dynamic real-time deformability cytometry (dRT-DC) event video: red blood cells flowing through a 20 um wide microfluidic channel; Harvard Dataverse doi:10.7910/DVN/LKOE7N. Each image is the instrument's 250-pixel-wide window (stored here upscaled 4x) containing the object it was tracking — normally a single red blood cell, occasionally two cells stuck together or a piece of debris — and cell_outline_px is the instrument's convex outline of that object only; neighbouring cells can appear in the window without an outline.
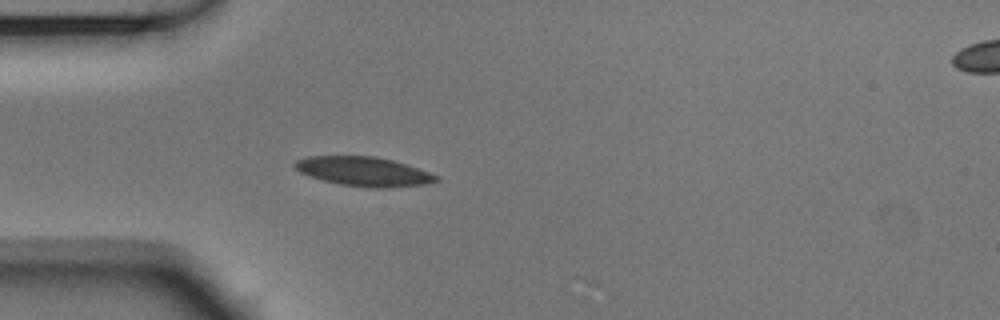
{"species": "Egyptian fruit bat (a non-hibernating species)", "species_latin": "Rousettus aegyptiacus", "temperature_condition": "room temperature", "stored_images_in_passage": 39, "camera_frame_rate_fps": 3000, "um_per_image_px": 0.085, "animal": {"sex": "male"}, "frame": {"image": 1, "passage_image": 1, "time_ms": 0.0, "image_size_px": [1000, 320], "cell_outline_px": [[440, 180], [424, 184], [388, 188], [368, 188], [340, 184], [308, 176], [300, 172], [292, 164], [296, 160], [308, 156], [376, 156], [392, 160], [440, 176]], "centroid_in_image_um": [30.9, 14.58], "position_along_channel_um": 54.1, "area_um2": 24.04}}
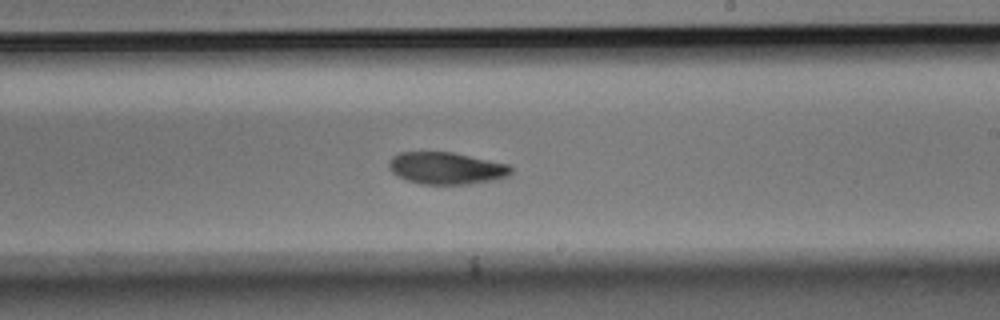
{"frame": {"image": 2, "passage_image": 17, "time_ms": 5.333, "image_size_px": [1000, 320], "cell_outline_px": [[512, 172], [508, 176], [492, 180], [468, 184], [420, 184], [396, 176], [388, 168], [388, 160], [392, 156], [400, 152], [452, 152], [512, 164]], "centroid_in_image_um": [37.94, 14.29], "position_along_channel_um": 251.1, "area_um2": 23.06}}
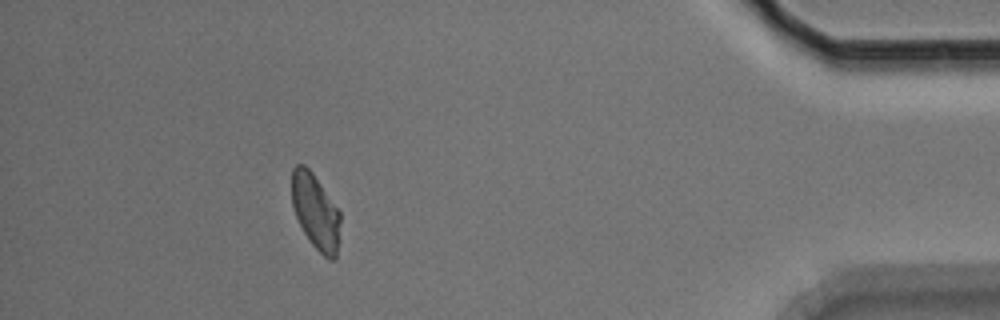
{"frame": {"image": 3, "passage_image": 34, "time_ms": 11.0, "image_size_px": [1000, 320], "cell_outline_px": [[340, 220], [336, 256], [332, 260], [328, 260], [312, 244], [304, 232], [296, 216], [292, 204], [292, 168], [296, 164], [304, 164], [312, 172], [340, 212]], "centroid_in_image_um": [26.81, 17.97], "position_along_channel_um": 408.4, "area_um2": 20.92}, "authors_computed_cell_mechanics": {"area_um2": 23.0622, "velocity_mm_per_s": 3.7191, "shape_relaxation_time_tau1_ms": 1.892, "shape_relaxation_time_tau2_ms": 3.2112, "deformation_change_tau1": 0.1774, "deformation_change_tau2": 0.0702}}